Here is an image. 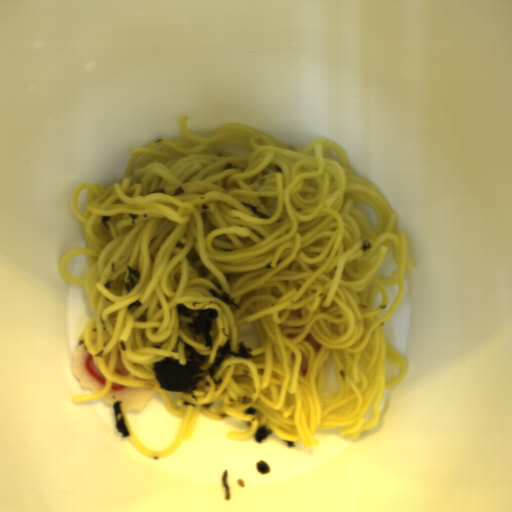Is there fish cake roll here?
Listing matches in <instances>:
<instances>
[{
  "label": "fish cake roll",
  "instance_id": "14b837c1",
  "mask_svg": "<svg viewBox=\"0 0 512 512\" xmlns=\"http://www.w3.org/2000/svg\"><path fill=\"white\" fill-rule=\"evenodd\" d=\"M71 355L73 357L71 373L80 380L79 386L90 390L91 394L103 390L106 379L96 367L84 342L75 348Z\"/></svg>",
  "mask_w": 512,
  "mask_h": 512
},
{
  "label": "fish cake roll",
  "instance_id": "80858fc9",
  "mask_svg": "<svg viewBox=\"0 0 512 512\" xmlns=\"http://www.w3.org/2000/svg\"><path fill=\"white\" fill-rule=\"evenodd\" d=\"M155 392V390L125 387L113 382L110 393L102 397V400L110 405L120 401L124 410L138 412L146 407Z\"/></svg>",
  "mask_w": 512,
  "mask_h": 512
},
{
  "label": "fish cake roll",
  "instance_id": "0198cecc",
  "mask_svg": "<svg viewBox=\"0 0 512 512\" xmlns=\"http://www.w3.org/2000/svg\"><path fill=\"white\" fill-rule=\"evenodd\" d=\"M114 372H116L117 374H121V375H128L130 372H127L122 364V361H121V350L118 352V355H117V360H116V364H115V369H114Z\"/></svg>",
  "mask_w": 512,
  "mask_h": 512
}]
</instances>
